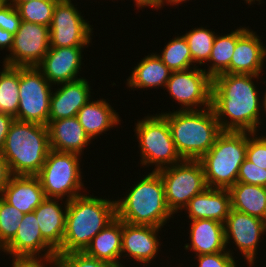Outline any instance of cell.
I'll use <instances>...</instances> for the list:
<instances>
[{"label": "cell", "mask_w": 266, "mask_h": 267, "mask_svg": "<svg viewBox=\"0 0 266 267\" xmlns=\"http://www.w3.org/2000/svg\"><path fill=\"white\" fill-rule=\"evenodd\" d=\"M0 72V113L15 118L19 106L20 67L4 65Z\"/></svg>", "instance_id": "f1b7e54d"}, {"label": "cell", "mask_w": 266, "mask_h": 267, "mask_svg": "<svg viewBox=\"0 0 266 267\" xmlns=\"http://www.w3.org/2000/svg\"><path fill=\"white\" fill-rule=\"evenodd\" d=\"M51 267H64L58 260Z\"/></svg>", "instance_id": "c3c4849f"}, {"label": "cell", "mask_w": 266, "mask_h": 267, "mask_svg": "<svg viewBox=\"0 0 266 267\" xmlns=\"http://www.w3.org/2000/svg\"><path fill=\"white\" fill-rule=\"evenodd\" d=\"M131 72L126 79L128 88L131 90L151 88L152 90V88L159 89V87L164 89L172 71L162 62L156 52H152L141 59Z\"/></svg>", "instance_id": "4316f807"}, {"label": "cell", "mask_w": 266, "mask_h": 267, "mask_svg": "<svg viewBox=\"0 0 266 267\" xmlns=\"http://www.w3.org/2000/svg\"><path fill=\"white\" fill-rule=\"evenodd\" d=\"M137 180L124 197L116 200L117 217L132 225H151L163 228L175 217L168 209L164 184L158 171Z\"/></svg>", "instance_id": "3957f363"}, {"label": "cell", "mask_w": 266, "mask_h": 267, "mask_svg": "<svg viewBox=\"0 0 266 267\" xmlns=\"http://www.w3.org/2000/svg\"><path fill=\"white\" fill-rule=\"evenodd\" d=\"M260 76L221 73L212 78L211 107L222 131H260L262 98L254 84Z\"/></svg>", "instance_id": "6da1fadb"}, {"label": "cell", "mask_w": 266, "mask_h": 267, "mask_svg": "<svg viewBox=\"0 0 266 267\" xmlns=\"http://www.w3.org/2000/svg\"><path fill=\"white\" fill-rule=\"evenodd\" d=\"M192 29L183 36L187 40L193 63L201 66L208 63L217 33L203 26Z\"/></svg>", "instance_id": "1f68e13d"}, {"label": "cell", "mask_w": 266, "mask_h": 267, "mask_svg": "<svg viewBox=\"0 0 266 267\" xmlns=\"http://www.w3.org/2000/svg\"><path fill=\"white\" fill-rule=\"evenodd\" d=\"M53 90L52 84L37 67H20L19 106L14 119L47 126Z\"/></svg>", "instance_id": "30bf717a"}, {"label": "cell", "mask_w": 266, "mask_h": 267, "mask_svg": "<svg viewBox=\"0 0 266 267\" xmlns=\"http://www.w3.org/2000/svg\"><path fill=\"white\" fill-rule=\"evenodd\" d=\"M57 261V256L44 257H12V267H51Z\"/></svg>", "instance_id": "ab89813d"}, {"label": "cell", "mask_w": 266, "mask_h": 267, "mask_svg": "<svg viewBox=\"0 0 266 267\" xmlns=\"http://www.w3.org/2000/svg\"><path fill=\"white\" fill-rule=\"evenodd\" d=\"M158 172L164 184L168 209L172 214L180 213L192 197L208 187L199 160H182Z\"/></svg>", "instance_id": "9c48e42d"}, {"label": "cell", "mask_w": 266, "mask_h": 267, "mask_svg": "<svg viewBox=\"0 0 266 267\" xmlns=\"http://www.w3.org/2000/svg\"><path fill=\"white\" fill-rule=\"evenodd\" d=\"M263 93H264V95H263ZM263 93H261L262 94L261 96H263L262 97V111L264 112V113L262 112V115L263 114L266 115V90Z\"/></svg>", "instance_id": "bcb514c9"}, {"label": "cell", "mask_w": 266, "mask_h": 267, "mask_svg": "<svg viewBox=\"0 0 266 267\" xmlns=\"http://www.w3.org/2000/svg\"><path fill=\"white\" fill-rule=\"evenodd\" d=\"M161 229L151 225H132L122 221L121 267H125L122 260L127 259L126 257L129 260L132 258V261H137L143 266L152 263L161 251L159 246L162 243L158 239Z\"/></svg>", "instance_id": "9a60e30c"}, {"label": "cell", "mask_w": 266, "mask_h": 267, "mask_svg": "<svg viewBox=\"0 0 266 267\" xmlns=\"http://www.w3.org/2000/svg\"><path fill=\"white\" fill-rule=\"evenodd\" d=\"M12 176L8 163L0 151V193L4 187L8 184L10 177Z\"/></svg>", "instance_id": "b9f144b4"}, {"label": "cell", "mask_w": 266, "mask_h": 267, "mask_svg": "<svg viewBox=\"0 0 266 267\" xmlns=\"http://www.w3.org/2000/svg\"><path fill=\"white\" fill-rule=\"evenodd\" d=\"M249 27L237 28V42L230 66L223 73L261 75L266 62V46Z\"/></svg>", "instance_id": "2e32d148"}, {"label": "cell", "mask_w": 266, "mask_h": 267, "mask_svg": "<svg viewBox=\"0 0 266 267\" xmlns=\"http://www.w3.org/2000/svg\"><path fill=\"white\" fill-rule=\"evenodd\" d=\"M61 198H45L34 210L43 239L56 251L61 249L65 233L68 201L59 204Z\"/></svg>", "instance_id": "603a6c76"}, {"label": "cell", "mask_w": 266, "mask_h": 267, "mask_svg": "<svg viewBox=\"0 0 266 267\" xmlns=\"http://www.w3.org/2000/svg\"><path fill=\"white\" fill-rule=\"evenodd\" d=\"M122 220L116 217L103 228L86 247L84 252L114 267H121Z\"/></svg>", "instance_id": "484cf974"}, {"label": "cell", "mask_w": 266, "mask_h": 267, "mask_svg": "<svg viewBox=\"0 0 266 267\" xmlns=\"http://www.w3.org/2000/svg\"><path fill=\"white\" fill-rule=\"evenodd\" d=\"M80 156L76 153L49 151L43 167L36 175L46 198L70 201L85 192Z\"/></svg>", "instance_id": "ba28073f"}, {"label": "cell", "mask_w": 266, "mask_h": 267, "mask_svg": "<svg viewBox=\"0 0 266 267\" xmlns=\"http://www.w3.org/2000/svg\"><path fill=\"white\" fill-rule=\"evenodd\" d=\"M234 255L228 250L215 254H201L194 257L196 267H237Z\"/></svg>", "instance_id": "f35d334b"}, {"label": "cell", "mask_w": 266, "mask_h": 267, "mask_svg": "<svg viewBox=\"0 0 266 267\" xmlns=\"http://www.w3.org/2000/svg\"><path fill=\"white\" fill-rule=\"evenodd\" d=\"M228 190L231 209L266 221V187L236 182Z\"/></svg>", "instance_id": "83f0119b"}, {"label": "cell", "mask_w": 266, "mask_h": 267, "mask_svg": "<svg viewBox=\"0 0 266 267\" xmlns=\"http://www.w3.org/2000/svg\"><path fill=\"white\" fill-rule=\"evenodd\" d=\"M189 230L190 244L183 247L197 255L215 254L227 250L224 232V223L200 219L190 220Z\"/></svg>", "instance_id": "cb8c5ba5"}, {"label": "cell", "mask_w": 266, "mask_h": 267, "mask_svg": "<svg viewBox=\"0 0 266 267\" xmlns=\"http://www.w3.org/2000/svg\"><path fill=\"white\" fill-rule=\"evenodd\" d=\"M187 1H190V0H165V4H167V6L173 5L175 7V6H178V4H182L183 2L185 3Z\"/></svg>", "instance_id": "f6af8a7d"}, {"label": "cell", "mask_w": 266, "mask_h": 267, "mask_svg": "<svg viewBox=\"0 0 266 267\" xmlns=\"http://www.w3.org/2000/svg\"><path fill=\"white\" fill-rule=\"evenodd\" d=\"M57 87L50 97L49 121L77 116L78 111L93 97L86 78L60 83Z\"/></svg>", "instance_id": "d6986e66"}, {"label": "cell", "mask_w": 266, "mask_h": 267, "mask_svg": "<svg viewBox=\"0 0 266 267\" xmlns=\"http://www.w3.org/2000/svg\"><path fill=\"white\" fill-rule=\"evenodd\" d=\"M84 47L88 46L50 47L37 68L53 86L55 85L54 87L60 83L82 79L84 77L78 74L84 65L82 63Z\"/></svg>", "instance_id": "e0dca14e"}, {"label": "cell", "mask_w": 266, "mask_h": 267, "mask_svg": "<svg viewBox=\"0 0 266 267\" xmlns=\"http://www.w3.org/2000/svg\"><path fill=\"white\" fill-rule=\"evenodd\" d=\"M135 123V135L140 148V165H155L153 171L182 161L176 151L167 120L160 114L147 115Z\"/></svg>", "instance_id": "52a82bcc"}, {"label": "cell", "mask_w": 266, "mask_h": 267, "mask_svg": "<svg viewBox=\"0 0 266 267\" xmlns=\"http://www.w3.org/2000/svg\"><path fill=\"white\" fill-rule=\"evenodd\" d=\"M184 209L190 220L211 219L224 223L231 210L229 190L207 187L192 197Z\"/></svg>", "instance_id": "ffe728a7"}, {"label": "cell", "mask_w": 266, "mask_h": 267, "mask_svg": "<svg viewBox=\"0 0 266 267\" xmlns=\"http://www.w3.org/2000/svg\"><path fill=\"white\" fill-rule=\"evenodd\" d=\"M21 21L17 8L9 0H5L0 5V28L15 35Z\"/></svg>", "instance_id": "74e56055"}, {"label": "cell", "mask_w": 266, "mask_h": 267, "mask_svg": "<svg viewBox=\"0 0 266 267\" xmlns=\"http://www.w3.org/2000/svg\"><path fill=\"white\" fill-rule=\"evenodd\" d=\"M181 107L177 110H201L211 107L212 78L204 68L192 67L171 72L165 90ZM205 107V108H204Z\"/></svg>", "instance_id": "8fae6325"}, {"label": "cell", "mask_w": 266, "mask_h": 267, "mask_svg": "<svg viewBox=\"0 0 266 267\" xmlns=\"http://www.w3.org/2000/svg\"><path fill=\"white\" fill-rule=\"evenodd\" d=\"M58 0H32L28 2H11L19 11L23 21L50 27L53 10Z\"/></svg>", "instance_id": "d6a6232c"}, {"label": "cell", "mask_w": 266, "mask_h": 267, "mask_svg": "<svg viewBox=\"0 0 266 267\" xmlns=\"http://www.w3.org/2000/svg\"><path fill=\"white\" fill-rule=\"evenodd\" d=\"M0 251L3 252V247L0 245Z\"/></svg>", "instance_id": "816d5d0a"}, {"label": "cell", "mask_w": 266, "mask_h": 267, "mask_svg": "<svg viewBox=\"0 0 266 267\" xmlns=\"http://www.w3.org/2000/svg\"><path fill=\"white\" fill-rule=\"evenodd\" d=\"M13 38V34L0 28V50H5L6 48L10 52L13 45Z\"/></svg>", "instance_id": "ee69618b"}, {"label": "cell", "mask_w": 266, "mask_h": 267, "mask_svg": "<svg viewBox=\"0 0 266 267\" xmlns=\"http://www.w3.org/2000/svg\"><path fill=\"white\" fill-rule=\"evenodd\" d=\"M162 62L172 71H182L197 67L190 54L187 40L183 35L175 36L164 46L161 54H157Z\"/></svg>", "instance_id": "4dcf8cb0"}, {"label": "cell", "mask_w": 266, "mask_h": 267, "mask_svg": "<svg viewBox=\"0 0 266 267\" xmlns=\"http://www.w3.org/2000/svg\"><path fill=\"white\" fill-rule=\"evenodd\" d=\"M47 127L53 151L84 155V149L92 143L77 116L48 121Z\"/></svg>", "instance_id": "44dd1931"}, {"label": "cell", "mask_w": 266, "mask_h": 267, "mask_svg": "<svg viewBox=\"0 0 266 267\" xmlns=\"http://www.w3.org/2000/svg\"><path fill=\"white\" fill-rule=\"evenodd\" d=\"M3 253L9 257L57 256V252L43 239L34 211L21 218L16 235L3 248Z\"/></svg>", "instance_id": "ac0fdd59"}, {"label": "cell", "mask_w": 266, "mask_h": 267, "mask_svg": "<svg viewBox=\"0 0 266 267\" xmlns=\"http://www.w3.org/2000/svg\"><path fill=\"white\" fill-rule=\"evenodd\" d=\"M224 232L226 247L230 254L235 253L233 249L228 248L231 242L236 246L235 251L239 250L246 263L249 264L248 267H253L254 263H257L255 261H257L259 243L262 242L261 237L266 234V221L231 209L224 222Z\"/></svg>", "instance_id": "5bb4252c"}, {"label": "cell", "mask_w": 266, "mask_h": 267, "mask_svg": "<svg viewBox=\"0 0 266 267\" xmlns=\"http://www.w3.org/2000/svg\"><path fill=\"white\" fill-rule=\"evenodd\" d=\"M258 135V132H248L246 159L256 166L266 169V134Z\"/></svg>", "instance_id": "e575fe53"}, {"label": "cell", "mask_w": 266, "mask_h": 267, "mask_svg": "<svg viewBox=\"0 0 266 267\" xmlns=\"http://www.w3.org/2000/svg\"><path fill=\"white\" fill-rule=\"evenodd\" d=\"M49 27L21 21L13 38L10 54L3 64L12 67H37L50 48Z\"/></svg>", "instance_id": "4fadbf2b"}, {"label": "cell", "mask_w": 266, "mask_h": 267, "mask_svg": "<svg viewBox=\"0 0 266 267\" xmlns=\"http://www.w3.org/2000/svg\"><path fill=\"white\" fill-rule=\"evenodd\" d=\"M76 6V7H75ZM73 2L58 0L49 27L50 47L89 46L93 25L84 19Z\"/></svg>", "instance_id": "7c38bea8"}, {"label": "cell", "mask_w": 266, "mask_h": 267, "mask_svg": "<svg viewBox=\"0 0 266 267\" xmlns=\"http://www.w3.org/2000/svg\"><path fill=\"white\" fill-rule=\"evenodd\" d=\"M237 42V29L227 34H216L214 39L209 64L204 71L211 77L223 73L229 66Z\"/></svg>", "instance_id": "f546056e"}, {"label": "cell", "mask_w": 266, "mask_h": 267, "mask_svg": "<svg viewBox=\"0 0 266 267\" xmlns=\"http://www.w3.org/2000/svg\"><path fill=\"white\" fill-rule=\"evenodd\" d=\"M137 10H141L144 7L155 8V10H161L165 5V0H133ZM139 8V9H138Z\"/></svg>", "instance_id": "7bdbcfd3"}, {"label": "cell", "mask_w": 266, "mask_h": 267, "mask_svg": "<svg viewBox=\"0 0 266 267\" xmlns=\"http://www.w3.org/2000/svg\"><path fill=\"white\" fill-rule=\"evenodd\" d=\"M243 1H245L246 4H248V6L251 5V4H255L254 3L255 1H257L259 3L257 5H260L261 3H263V2H261L262 0H243Z\"/></svg>", "instance_id": "7dc6e473"}, {"label": "cell", "mask_w": 266, "mask_h": 267, "mask_svg": "<svg viewBox=\"0 0 266 267\" xmlns=\"http://www.w3.org/2000/svg\"><path fill=\"white\" fill-rule=\"evenodd\" d=\"M167 120L176 151L182 160H199L222 132L212 107L201 110L162 112Z\"/></svg>", "instance_id": "277c9868"}, {"label": "cell", "mask_w": 266, "mask_h": 267, "mask_svg": "<svg viewBox=\"0 0 266 267\" xmlns=\"http://www.w3.org/2000/svg\"><path fill=\"white\" fill-rule=\"evenodd\" d=\"M0 196L23 214L33 212L46 198L37 176L12 175Z\"/></svg>", "instance_id": "7402d4cb"}, {"label": "cell", "mask_w": 266, "mask_h": 267, "mask_svg": "<svg viewBox=\"0 0 266 267\" xmlns=\"http://www.w3.org/2000/svg\"><path fill=\"white\" fill-rule=\"evenodd\" d=\"M60 1H64V2H72V0H60Z\"/></svg>", "instance_id": "f907efd6"}, {"label": "cell", "mask_w": 266, "mask_h": 267, "mask_svg": "<svg viewBox=\"0 0 266 267\" xmlns=\"http://www.w3.org/2000/svg\"><path fill=\"white\" fill-rule=\"evenodd\" d=\"M64 267H114L104 261L87 255L84 251H73L57 256Z\"/></svg>", "instance_id": "d590c367"}, {"label": "cell", "mask_w": 266, "mask_h": 267, "mask_svg": "<svg viewBox=\"0 0 266 267\" xmlns=\"http://www.w3.org/2000/svg\"><path fill=\"white\" fill-rule=\"evenodd\" d=\"M10 2H28L32 0H9Z\"/></svg>", "instance_id": "681fc988"}, {"label": "cell", "mask_w": 266, "mask_h": 267, "mask_svg": "<svg viewBox=\"0 0 266 267\" xmlns=\"http://www.w3.org/2000/svg\"><path fill=\"white\" fill-rule=\"evenodd\" d=\"M24 214L0 196V245L4 248L16 235Z\"/></svg>", "instance_id": "836d02e7"}, {"label": "cell", "mask_w": 266, "mask_h": 267, "mask_svg": "<svg viewBox=\"0 0 266 267\" xmlns=\"http://www.w3.org/2000/svg\"><path fill=\"white\" fill-rule=\"evenodd\" d=\"M247 144V131H222L217 136L213 147L199 159L208 187L229 189L237 182Z\"/></svg>", "instance_id": "8992f818"}, {"label": "cell", "mask_w": 266, "mask_h": 267, "mask_svg": "<svg viewBox=\"0 0 266 267\" xmlns=\"http://www.w3.org/2000/svg\"><path fill=\"white\" fill-rule=\"evenodd\" d=\"M15 119L8 114L0 113V151H2L9 127Z\"/></svg>", "instance_id": "60d3db41"}, {"label": "cell", "mask_w": 266, "mask_h": 267, "mask_svg": "<svg viewBox=\"0 0 266 267\" xmlns=\"http://www.w3.org/2000/svg\"><path fill=\"white\" fill-rule=\"evenodd\" d=\"M117 217L116 200L81 194L68 201L65 233L57 256L84 251L103 228Z\"/></svg>", "instance_id": "7a4b0ae2"}, {"label": "cell", "mask_w": 266, "mask_h": 267, "mask_svg": "<svg viewBox=\"0 0 266 267\" xmlns=\"http://www.w3.org/2000/svg\"><path fill=\"white\" fill-rule=\"evenodd\" d=\"M92 98L78 111L77 118L88 137L93 140L105 134L110 128L120 125L121 117L106 99L92 100Z\"/></svg>", "instance_id": "d4e9b609"}, {"label": "cell", "mask_w": 266, "mask_h": 267, "mask_svg": "<svg viewBox=\"0 0 266 267\" xmlns=\"http://www.w3.org/2000/svg\"><path fill=\"white\" fill-rule=\"evenodd\" d=\"M237 182L266 187V169L245 159L239 168Z\"/></svg>", "instance_id": "8d00e7d4"}, {"label": "cell", "mask_w": 266, "mask_h": 267, "mask_svg": "<svg viewBox=\"0 0 266 267\" xmlns=\"http://www.w3.org/2000/svg\"><path fill=\"white\" fill-rule=\"evenodd\" d=\"M50 150L46 125L14 120L1 152L12 175L36 176Z\"/></svg>", "instance_id": "5b68a950"}]
</instances>
